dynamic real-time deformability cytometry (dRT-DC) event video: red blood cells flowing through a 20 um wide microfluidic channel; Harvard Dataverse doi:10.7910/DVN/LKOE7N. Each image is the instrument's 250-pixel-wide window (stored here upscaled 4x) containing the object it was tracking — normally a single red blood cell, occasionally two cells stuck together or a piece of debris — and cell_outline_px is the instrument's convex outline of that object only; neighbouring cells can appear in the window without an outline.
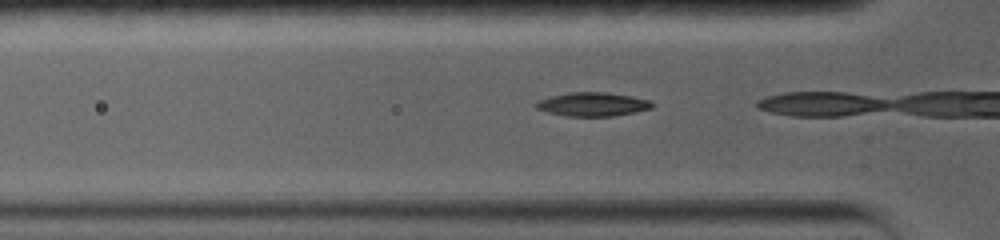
{"species": "common noctule bat (a hibernating species)", "species_latin": "Nyctalus noctula", "temperature_condition": "warm", "stored_images_in_passage": 5, "camera_frame_rate_fps": 5000, "um_per_image_px": 0.085, "animal": {"sex": "female", "body_mass_g": 19.0, "forearm_length_mm": 56.7}, "frame": {"image": 1, "passage_image": 3, "time_ms": 0.6, "image_size_px": [1000, 240], "cell_outline_px": [[652, 108], [612, 116], [568, 116], [548, 112], [536, 108], [532, 104], [536, 100], [552, 96], [572, 92], [608, 92], [632, 96], [648, 100], [652, 104]], "centroid_in_image_um": [50.31, 8.85], "position_along_channel_um": 75.5, "area_um2": 15.95}}